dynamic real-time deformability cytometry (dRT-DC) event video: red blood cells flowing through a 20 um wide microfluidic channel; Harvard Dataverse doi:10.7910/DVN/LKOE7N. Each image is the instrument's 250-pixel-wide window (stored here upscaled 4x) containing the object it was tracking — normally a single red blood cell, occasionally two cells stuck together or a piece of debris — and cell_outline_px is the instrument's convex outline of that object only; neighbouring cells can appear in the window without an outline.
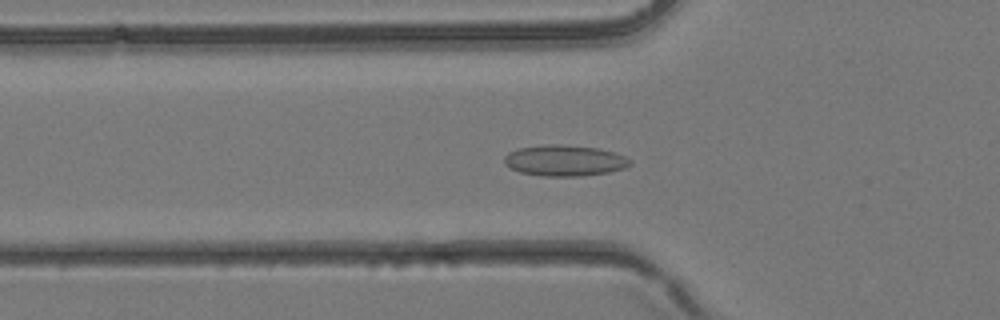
{"species": "common noctule bat (a hibernating species)", "species_latin": "Nyctalus noctula", "temperature_condition": "room temperature", "stored_images_in_passage": 40, "camera_frame_rate_fps": 3000, "um_per_image_px": 0.085, "animal": {"sex": "female", "body_mass_g": 24.6, "forearm_length_mm": 56.2}, "frame": {"image": 1, "passage_image": 14, "time_ms": 4.333, "image_size_px": [1000, 320], "cell_outline_px": [[632, 164], [624, 168], [608, 172], [580, 176], [544, 176], [520, 172], [508, 168], [504, 164], [504, 156], [508, 152], [516, 148], [548, 144], [560, 144], [600, 148], [624, 156], [632, 160]], "centroid_in_image_um": [47.95, 13.64], "position_along_channel_um": 77.8, "area_um2": 22.89}}
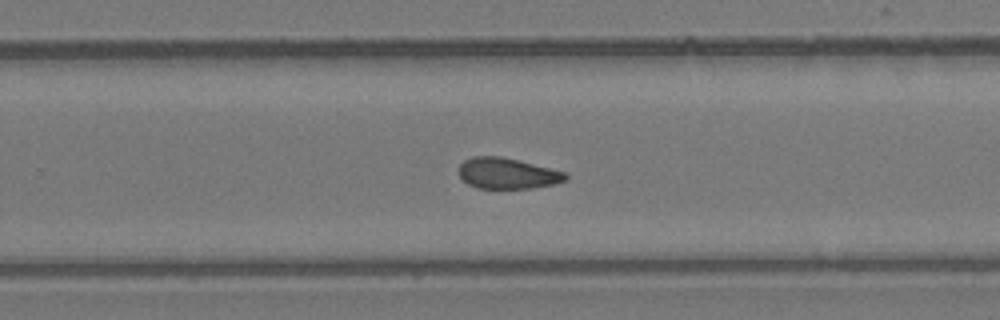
{"frame": {"image": 2, "passage_image": 26, "time_ms": 8.333, "image_size_px": [1000, 320], "cell_outline_px": [[568, 180], [556, 184], [532, 188], [476, 188], [468, 184], [460, 176], [460, 164], [464, 160], [472, 156], [500, 156], [564, 172], [568, 176]], "centroid_in_image_um": [43.12, 14.75], "position_along_channel_um": 286.7, "area_um2": 19.02}}
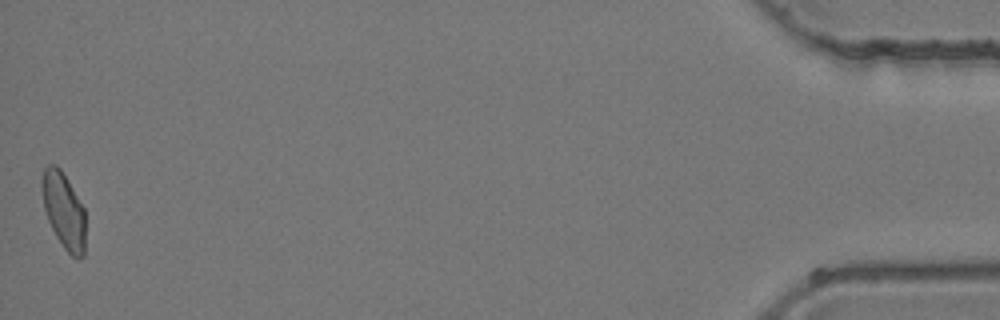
{"frame": {"image": 3, "passage_image": 40, "time_ms": 13.0, "image_size_px": [1000, 320], "cell_outline_px": [[84, 256], [72, 256], [64, 248], [56, 236], [48, 220], [44, 208], [40, 184], [40, 180], [44, 168], [48, 164], [56, 164], [60, 168], [68, 180], [84, 208]], "centroid_in_image_um": [5.38, 17.82], "position_along_channel_um": 429.8, "area_um2": 19.19}}